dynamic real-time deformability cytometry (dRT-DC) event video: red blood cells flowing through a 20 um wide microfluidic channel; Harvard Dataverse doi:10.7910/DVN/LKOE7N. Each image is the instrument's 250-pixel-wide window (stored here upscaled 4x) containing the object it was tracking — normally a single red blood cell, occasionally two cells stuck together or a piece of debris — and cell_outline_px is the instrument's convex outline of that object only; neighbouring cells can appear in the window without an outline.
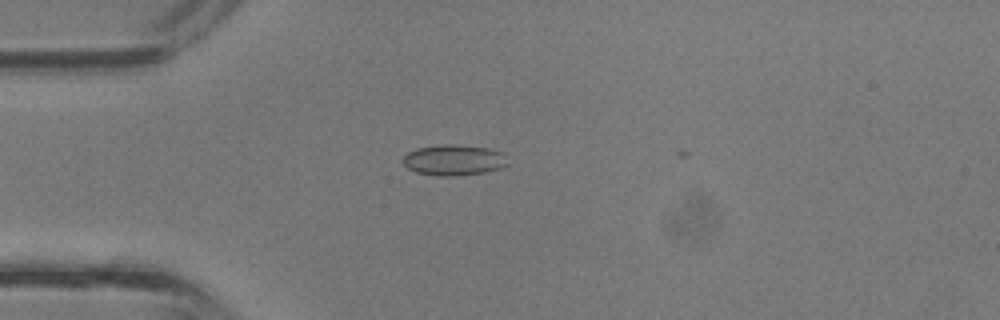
{"species": "common noctule bat (a hibernating species)", "species_latin": "Nyctalus noctula", "temperature_condition": "room temperature", "stored_images_in_passage": 4, "camera_frame_rate_fps": 3000, "um_per_image_px": 0.085, "animal": {"sex": "male", "body_mass_g": 13.3}, "frame": {"image": 1, "passage_image": 1, "time_ms": 0.0, "image_size_px": [1000, 320], "cell_outline_px": [[508, 164], [500, 168], [488, 172], [456, 176], [436, 176], [416, 172], [408, 168], [400, 160], [408, 152], [416, 148], [444, 144], [456, 144], [488, 148], [504, 152]], "centroid_in_image_um": [38.58, 13.6], "position_along_channel_um": 46.4, "area_um2": 19.07}}